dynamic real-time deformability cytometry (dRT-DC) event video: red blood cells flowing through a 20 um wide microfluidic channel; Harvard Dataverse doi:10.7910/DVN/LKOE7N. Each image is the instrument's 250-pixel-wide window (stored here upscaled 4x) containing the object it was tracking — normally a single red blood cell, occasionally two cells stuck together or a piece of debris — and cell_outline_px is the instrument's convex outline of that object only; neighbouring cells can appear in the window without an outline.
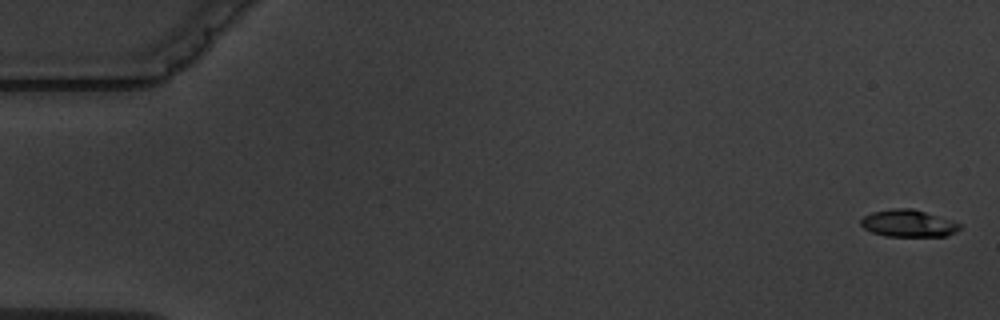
{"species": "common noctule bat (a hibernating species)", "species_latin": "Nyctalus noctula", "temperature_condition": "warm", "stored_images_in_passage": 8, "camera_frame_rate_fps": 3000, "um_per_image_px": 0.085, "animal": {"sex": "male", "body_mass_g": 19.5, "forearm_length_mm": 54.6}, "frame": {"image": 1, "passage_image": 1, "time_ms": 0.0, "image_size_px": [1000, 320], "cell_outline_px": [[960, 228], [956, 232], [944, 236], [884, 236], [872, 232], [864, 228], [860, 224], [860, 220], [864, 216], [872, 212], [892, 208], [912, 208], [960, 224]], "centroid_in_image_um": [77.14, 18.99], "position_along_channel_um": 7.9, "area_um2": 15.37}}
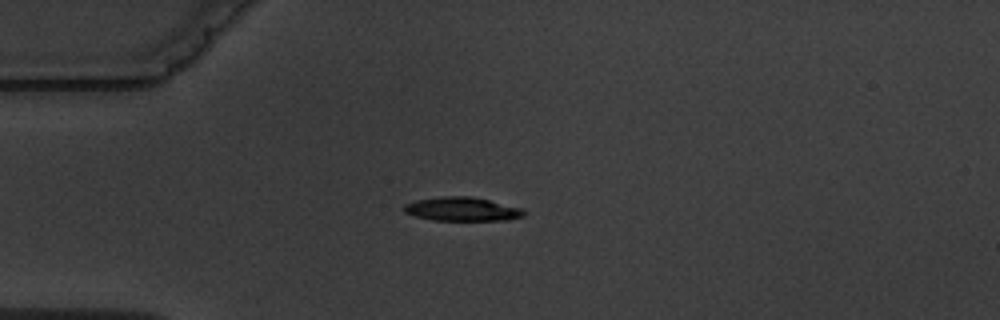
{"frame": {"image": 2, "passage_image": 5, "time_ms": 4.667, "image_size_px": [1000, 320], "cell_outline_px": [[528, 212], [524, 216], [508, 220], [432, 220], [416, 216], [404, 212], [404, 204], [416, 200], [440, 196], [472, 196], [524, 208]], "centroid_in_image_um": [39.33, 17.77], "position_along_channel_um": 45.7, "area_um2": 16.82}}
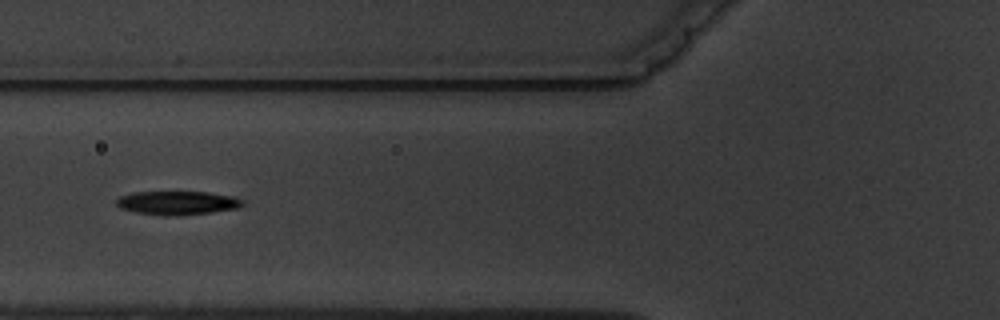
{"frame": {"image": 3, "passage_image": 7, "time_ms": 7.0, "image_size_px": [1000, 320], "cell_outline_px": [[244, 204], [240, 208], [212, 212], [176, 216], [164, 216], [136, 212], [120, 208], [116, 204], [116, 200], [120, 196], [132, 192], [212, 192], [236, 196], [244, 200]], "centroid_in_image_um": [15.13, 17.24], "position_along_channel_um": 110.7, "area_um2": 17.74}}